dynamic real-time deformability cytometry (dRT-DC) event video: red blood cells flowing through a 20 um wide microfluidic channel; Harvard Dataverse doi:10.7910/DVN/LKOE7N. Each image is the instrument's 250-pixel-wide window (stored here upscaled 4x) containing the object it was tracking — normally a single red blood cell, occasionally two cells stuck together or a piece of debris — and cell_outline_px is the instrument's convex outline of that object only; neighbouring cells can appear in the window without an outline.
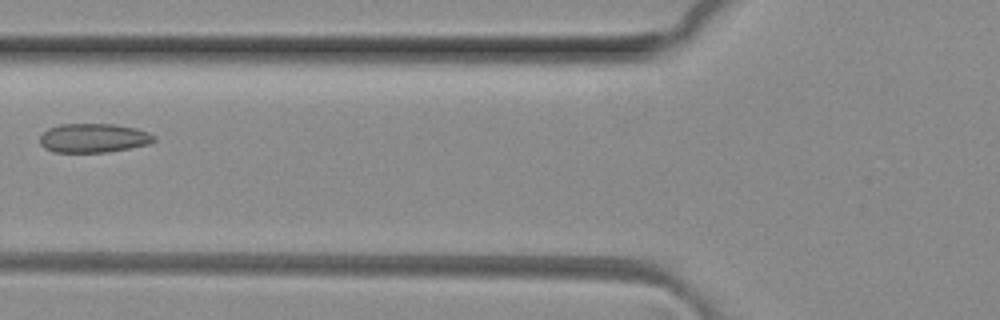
{"species": "common noctule bat (a hibernating species)", "species_latin": "Nyctalus noctula", "temperature_condition": "room temperature", "stored_images_in_passage": 6, "camera_frame_rate_fps": 3000, "um_per_image_px": 0.085, "animal": {"sex": "female", "body_mass_g": 29.2, "forearm_length_mm": 56.3}, "frame": {"image": 1, "passage_image": 6, "time_ms": 1.667, "image_size_px": [1000, 320], "cell_outline_px": [[156, 140], [148, 144], [108, 152], [56, 152], [44, 148], [40, 144], [40, 136], [48, 128], [60, 124], [116, 124], [136, 128], [148, 132], [156, 136]], "centroid_in_image_um": [7.95, 11.72], "position_along_channel_um": 117.8, "area_um2": 19.36}}